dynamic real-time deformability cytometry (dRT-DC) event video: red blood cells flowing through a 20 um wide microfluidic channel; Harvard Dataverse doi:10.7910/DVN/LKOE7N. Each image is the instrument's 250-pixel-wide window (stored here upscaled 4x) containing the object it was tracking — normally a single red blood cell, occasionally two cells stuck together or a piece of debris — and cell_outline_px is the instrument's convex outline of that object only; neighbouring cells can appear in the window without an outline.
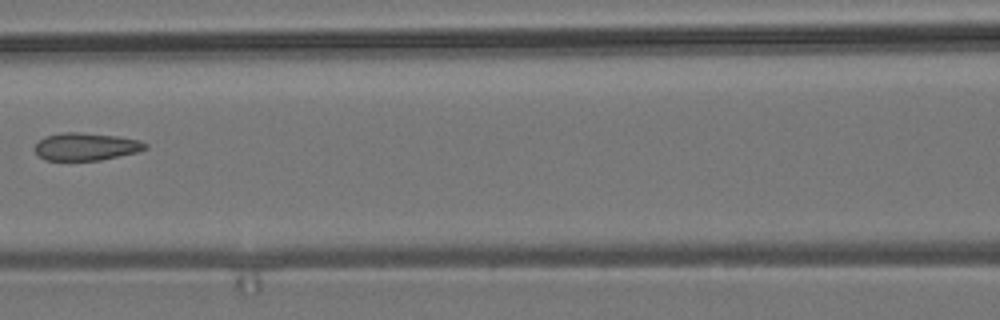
{"species": "common noctule bat (a hibernating species)", "species_latin": "Nyctalus noctula", "temperature_condition": "room temperature", "stored_images_in_passage": 4, "camera_frame_rate_fps": 3000, "um_per_image_px": 0.085, "animal": {"sex": "male", "body_mass_g": 19.2, "forearm_length_mm": 51.8}, "frame": {"image": 1, "passage_image": 3, "time_ms": 2.333, "image_size_px": [1000, 320], "cell_outline_px": [[148, 148], [136, 152], [100, 160], [44, 160], [32, 148], [44, 136], [60, 132], [80, 132], [120, 136], [140, 140], [148, 144]], "centroid_in_image_um": [7.3, 12.45], "position_along_channel_um": 159.3, "area_um2": 17.92}}
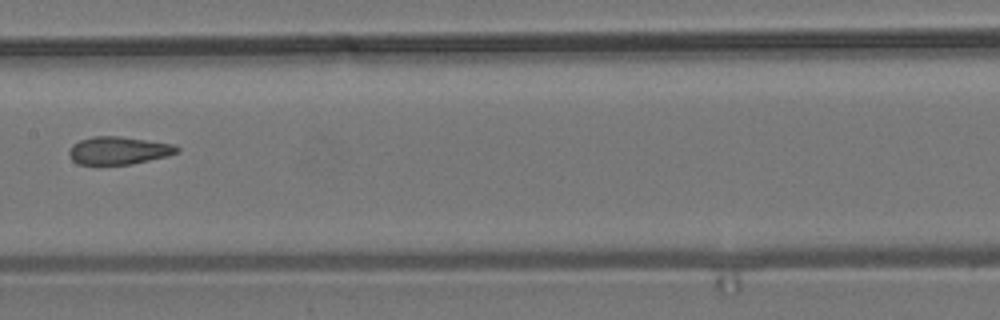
{"frame": {"image": 2, "passage_image": 4, "time_ms": 3.333, "image_size_px": [1000, 320], "cell_outline_px": [[180, 152], [168, 156], [132, 164], [100, 168], [80, 164], [72, 160], [68, 152], [68, 148], [72, 144], [80, 140], [92, 136], [120, 136], [176, 144], [180, 148]], "centroid_in_image_um": [10.06, 12.83], "position_along_channel_um": 197.3, "area_um2": 18.44}}